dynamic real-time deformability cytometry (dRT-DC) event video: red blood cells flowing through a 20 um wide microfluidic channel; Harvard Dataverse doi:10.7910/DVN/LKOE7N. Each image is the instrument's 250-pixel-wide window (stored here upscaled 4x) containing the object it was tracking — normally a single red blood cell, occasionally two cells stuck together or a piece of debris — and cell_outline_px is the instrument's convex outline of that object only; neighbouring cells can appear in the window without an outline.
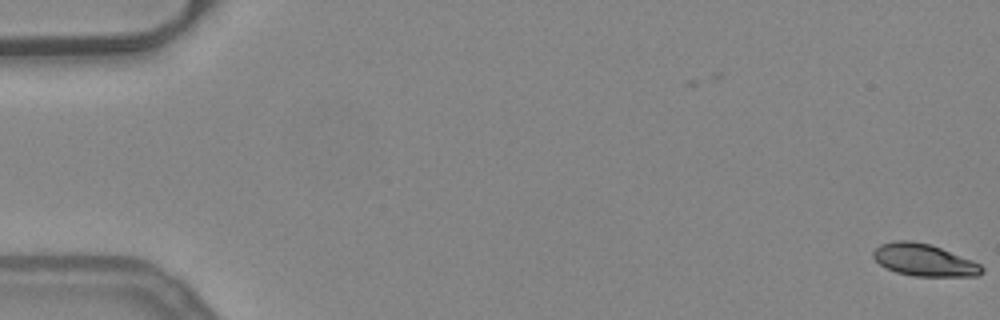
{"species": "common noctule bat (a hibernating species)", "species_latin": "Nyctalus noctula", "temperature_condition": "warm", "stored_images_in_passage": 18, "camera_frame_rate_fps": 3000, "um_per_image_px": 0.085, "animal": {"sex": "female", "body_mass_g": 24.6, "forearm_length_mm": 56.2}, "frame": {"image": 1, "passage_image": 1, "time_ms": 0.0, "image_size_px": [1000, 320], "cell_outline_px": [[984, 272], [976, 276], [916, 276], [896, 272], [880, 264], [872, 256], [872, 252], [880, 244], [896, 240], [912, 240], [928, 244], [940, 248], [972, 260], [980, 264], [984, 268]], "centroid_in_image_um": [78.54, 22.1], "position_along_channel_um": 6.5, "area_um2": 20.17}}
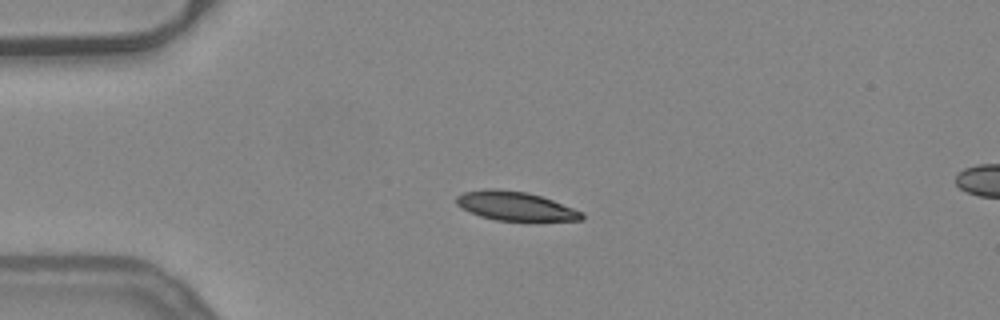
{"frame": {"image": 2, "passage_image": 14, "time_ms": 4.333, "image_size_px": [1000, 320], "cell_outline_px": [[584, 220], [496, 220], [480, 216], [468, 212], [460, 208], [456, 204], [456, 196], [464, 192], [484, 188], [500, 188], [528, 192], [552, 200], [584, 212]], "centroid_in_image_um": [43.75, 17.49], "position_along_channel_um": 41.2, "area_um2": 21.27}}